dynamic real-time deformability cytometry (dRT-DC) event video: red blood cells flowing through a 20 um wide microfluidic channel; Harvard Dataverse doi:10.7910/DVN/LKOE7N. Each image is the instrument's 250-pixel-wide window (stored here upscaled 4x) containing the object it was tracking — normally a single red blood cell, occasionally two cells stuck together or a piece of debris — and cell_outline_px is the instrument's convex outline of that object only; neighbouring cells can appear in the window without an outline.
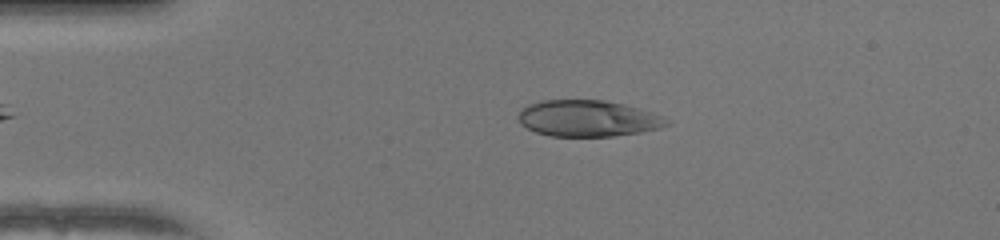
{"species": "human", "species_latin": "Homo sapiens", "temperature_condition": "warm", "stored_images_in_passage": 49, "camera_frame_rate_fps": 3000, "um_per_image_px": 0.085, "donor": {"sex": "female"}, "frame": {"image": 1, "passage_image": 10, "time_ms": 3.0, "image_size_px": [1000, 240], "cell_outline_px": [[672, 124], [660, 128], [640, 132], [612, 136], [548, 136], [536, 132], [520, 124], [516, 116], [520, 108], [528, 104], [540, 100], [604, 100], [624, 104], [652, 112], [664, 116], [672, 120]], "centroid_in_image_um": [49.97, 10.06], "position_along_channel_um": 35.0, "area_um2": 31.85}}
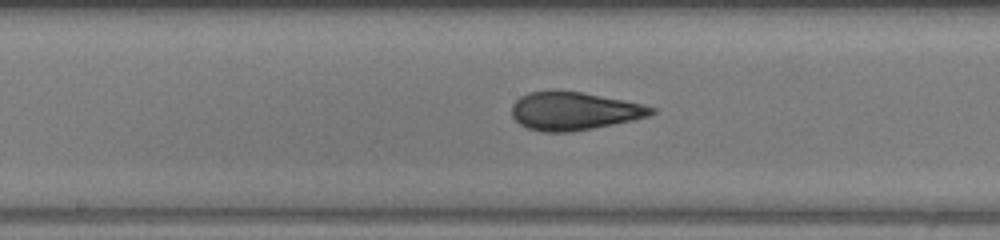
{"frame": {"image": 2, "passage_image": 25, "time_ms": 8.0, "image_size_px": [1000, 240], "cell_outline_px": [[656, 112], [648, 116], [632, 120], [592, 128], [568, 132], [544, 132], [528, 128], [520, 124], [512, 116], [512, 104], [520, 96], [528, 92], [580, 92], [644, 104], [656, 108]], "centroid_in_image_um": [48.79, 9.45], "position_along_channel_um": 199.4, "area_um2": 30.46}}
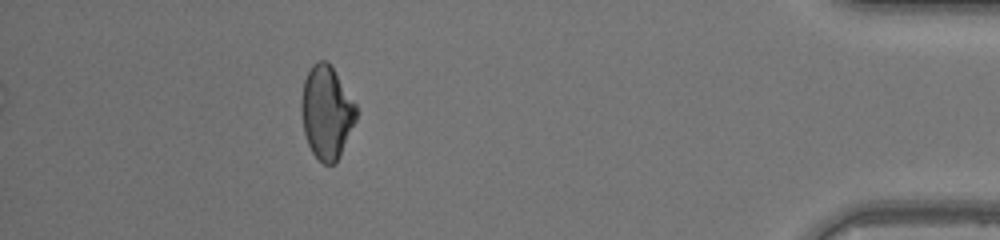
{"frame": {"image": 3, "passage_image": 44, "time_ms": 14.333, "image_size_px": [1000, 240], "cell_outline_px": [[356, 120], [340, 156], [336, 164], [324, 164], [312, 152], [308, 144], [304, 132], [300, 112], [300, 100], [304, 80], [312, 64], [320, 60], [328, 60], [356, 104]], "centroid_in_image_um": [27.74, 9.54], "position_along_channel_um": 407.5, "area_um2": 29.88}, "authors_computed_cell_mechanics": {"area_um2": 30.923, "velocity_mm_per_s": 4.15, "shape_relaxation_time_tau1_ms": null, "shape_relaxation_time_tau2_ms": 0.6322, "deformation_change_tau1": null, "deformation_change_tau2": 0.056}}